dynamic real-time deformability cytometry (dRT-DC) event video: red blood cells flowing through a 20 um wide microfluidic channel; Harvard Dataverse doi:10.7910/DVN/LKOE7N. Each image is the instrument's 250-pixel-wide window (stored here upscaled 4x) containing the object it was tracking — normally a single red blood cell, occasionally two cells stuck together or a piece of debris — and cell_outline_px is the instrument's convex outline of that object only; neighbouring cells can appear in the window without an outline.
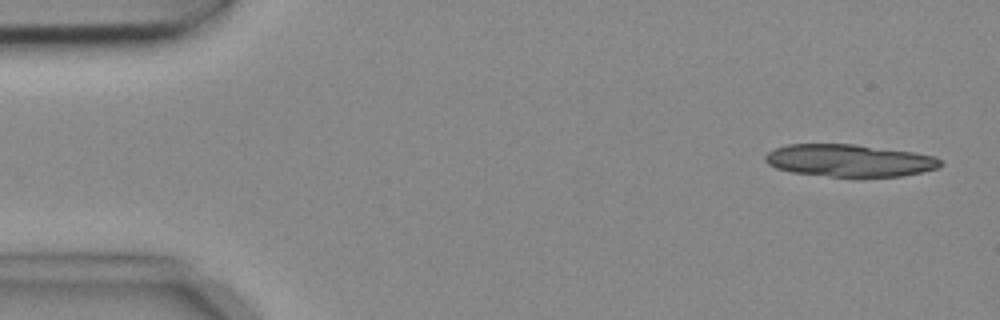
{"species": "common noctule bat (a hibernating species)", "species_latin": "Nyctalus noctula", "temperature_condition": "cold", "stored_images_in_passage": 6, "camera_frame_rate_fps": 3000, "um_per_image_px": 0.085, "animal": {"sex": "female", "body_mass_g": 18.4}, "frame": {"image": 1, "passage_image": 1, "time_ms": 0.0, "image_size_px": [1000, 320], "cell_outline_px": [[944, 164], [940, 168], [900, 176], [852, 180], [792, 172], [776, 168], [768, 164], [764, 160], [764, 156], [768, 152], [776, 148], [788, 144], [852, 144], [912, 152], [936, 156]], "centroid_in_image_um": [72.21, 13.69], "position_along_channel_um": 12.8, "area_um2": 33.99}}